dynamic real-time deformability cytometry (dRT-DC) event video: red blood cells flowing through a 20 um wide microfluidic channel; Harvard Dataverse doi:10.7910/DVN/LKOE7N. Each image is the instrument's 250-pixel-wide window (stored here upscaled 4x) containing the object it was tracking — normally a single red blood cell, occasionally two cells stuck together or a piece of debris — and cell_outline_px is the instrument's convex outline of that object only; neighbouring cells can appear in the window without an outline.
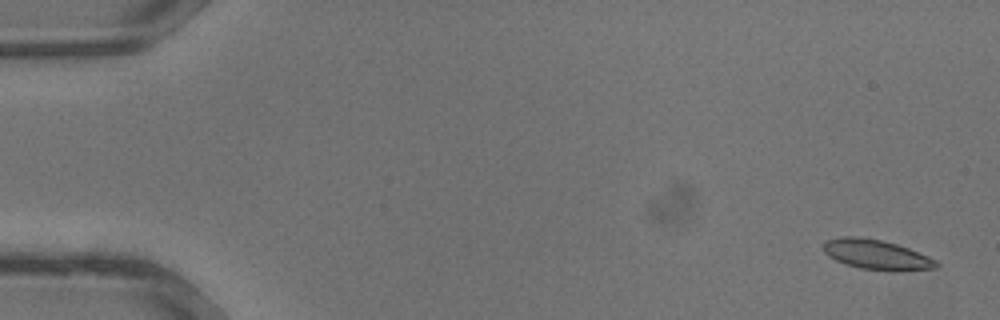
{"species": "common noctule bat (a hibernating species)", "species_latin": "Nyctalus noctula", "temperature_condition": "warm", "stored_images_in_passage": 35, "camera_frame_rate_fps": 3000, "um_per_image_px": 0.085, "animal": {"sex": "male", "body_mass_g": 13.3}, "frame": {"image": 1, "passage_image": 2, "time_ms": 0.333, "image_size_px": [1000, 320], "cell_outline_px": [[940, 264], [936, 268], [900, 272], [892, 272], [860, 268], [836, 260], [828, 256], [824, 252], [824, 240], [844, 236], [852, 236], [880, 240], [896, 244], [908, 248], [928, 256], [936, 260]], "centroid_in_image_um": [74.54, 21.66], "position_along_channel_um": 10.5, "area_um2": 19.71}}
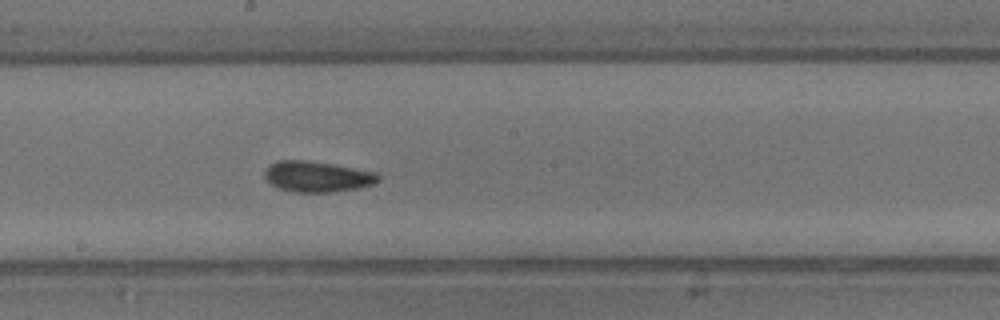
{"frame": {"image": 2, "passage_image": 20, "time_ms": 6.333, "image_size_px": [1000, 320], "cell_outline_px": [[380, 180], [372, 184], [356, 188], [332, 192], [296, 192], [280, 188], [272, 184], [264, 176], [264, 172], [268, 164], [276, 160], [304, 160], [332, 164], [376, 172], [380, 176]], "centroid_in_image_um": [26.94, 15.0], "position_along_channel_um": 221.3, "area_um2": 20.23}}
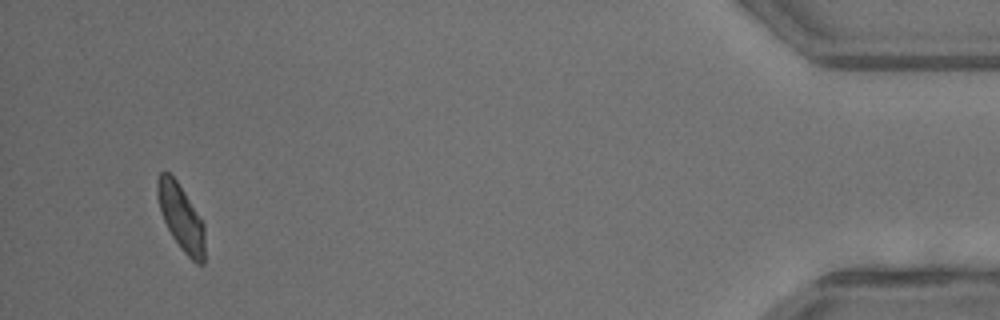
{"frame": {"image": 3, "passage_image": 34, "time_ms": 11.0, "image_size_px": [1000, 320], "cell_outline_px": [[204, 264], [196, 264], [180, 248], [172, 236], [164, 220], [160, 208], [156, 192], [156, 180], [160, 172], [168, 172], [176, 180], [184, 192], [204, 224]], "centroid_in_image_um": [15.38, 18.49], "position_along_channel_um": 419.8, "area_um2": 17.98}}